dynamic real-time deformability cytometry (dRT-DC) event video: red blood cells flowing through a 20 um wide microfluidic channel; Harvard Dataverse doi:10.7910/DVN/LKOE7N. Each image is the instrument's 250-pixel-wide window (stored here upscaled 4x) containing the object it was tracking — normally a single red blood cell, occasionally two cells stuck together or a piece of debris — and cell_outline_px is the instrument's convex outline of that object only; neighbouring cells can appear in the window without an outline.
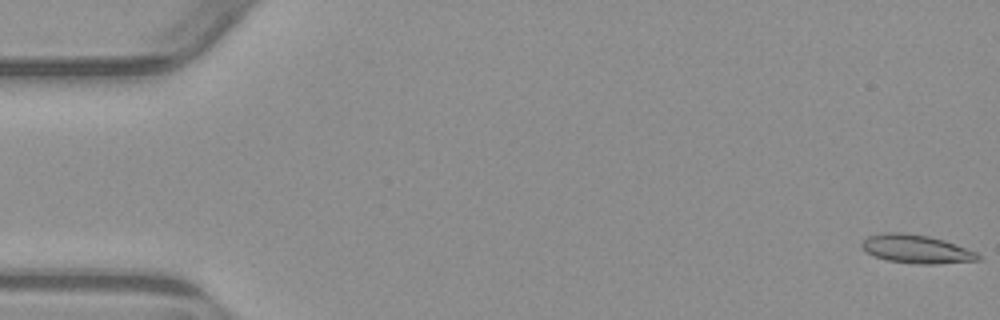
{"species": "common noctule bat (a hibernating species)", "species_latin": "Nyctalus noctula", "temperature_condition": "warm", "stored_images_in_passage": 5, "camera_frame_rate_fps": 3000, "um_per_image_px": 0.085, "animal": {"sex": "male", "body_mass_g": 23.1, "forearm_length_mm": 52.7}, "frame": {"image": 1, "passage_image": 1, "time_ms": 0.0, "image_size_px": [1000, 320], "cell_outline_px": [[980, 260], [936, 264], [920, 264], [888, 260], [876, 256], [868, 252], [860, 244], [868, 236], [880, 232], [900, 232], [928, 236], [944, 240], [976, 252], [980, 256]], "centroid_in_image_um": [77.89, 21.16], "position_along_channel_um": 7.1, "area_um2": 19.02}}